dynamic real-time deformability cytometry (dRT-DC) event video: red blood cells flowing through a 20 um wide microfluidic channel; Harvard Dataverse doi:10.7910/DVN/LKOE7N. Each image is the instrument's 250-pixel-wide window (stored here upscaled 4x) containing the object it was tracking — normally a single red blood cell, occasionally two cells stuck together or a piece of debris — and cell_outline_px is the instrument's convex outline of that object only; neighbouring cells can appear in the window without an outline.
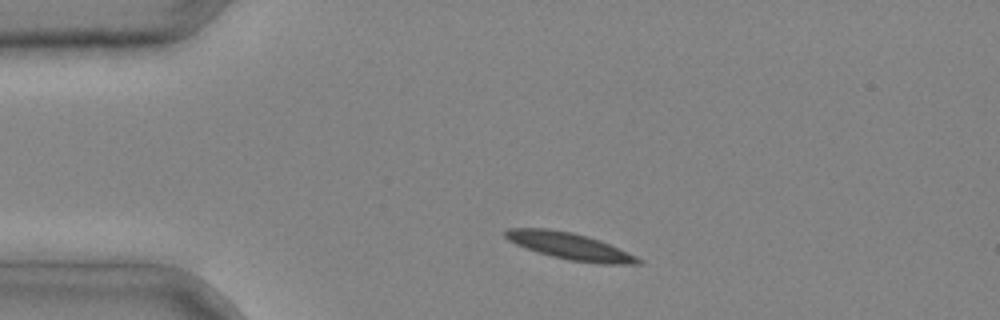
{"species": "common noctule bat (a hibernating species)", "species_latin": "Nyctalus noctula", "temperature_condition": "cold", "stored_images_in_passage": 3, "camera_frame_rate_fps": 3000, "um_per_image_px": 0.085, "animal": {"sex": "male", "body_mass_g": 20.4}, "frame": {"image": 1, "passage_image": 1, "time_ms": 0.0, "image_size_px": [1000, 320], "cell_outline_px": [[644, 264], [600, 264], [568, 260], [552, 256], [516, 244], [508, 240], [504, 236], [504, 232], [508, 228], [548, 228], [572, 232], [588, 236], [600, 240], [636, 256], [644, 260]], "centroid_in_image_um": [48.47, 20.92], "position_along_channel_um": 36.5, "area_um2": 20.69}}